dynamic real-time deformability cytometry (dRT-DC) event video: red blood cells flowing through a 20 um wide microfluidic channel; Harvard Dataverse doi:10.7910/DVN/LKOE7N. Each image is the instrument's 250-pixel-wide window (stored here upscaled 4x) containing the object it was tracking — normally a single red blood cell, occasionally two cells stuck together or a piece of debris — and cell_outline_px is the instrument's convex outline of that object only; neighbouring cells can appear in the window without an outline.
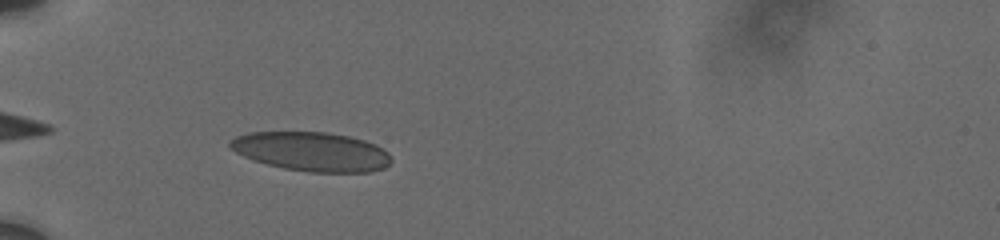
{"species": "human", "species_latin": "Homo sapiens", "temperature_condition": "cold", "stored_images_in_passage": 17, "camera_frame_rate_fps": 3000, "um_per_image_px": 0.085, "donor": {"sex": "male"}, "frame": {"image": 1, "passage_image": 2, "time_ms": 0.667, "image_size_px": [1000, 240], "cell_outline_px": [[392, 160], [384, 168], [372, 172], [308, 172], [284, 168], [252, 160], [228, 148], [228, 140], [236, 136], [248, 132], [328, 132], [348, 136], [364, 140], [376, 144], [388, 152]], "centroid_in_image_um": [26.47, 12.88], "position_along_channel_um": 58.5, "area_um2": 36.99}}
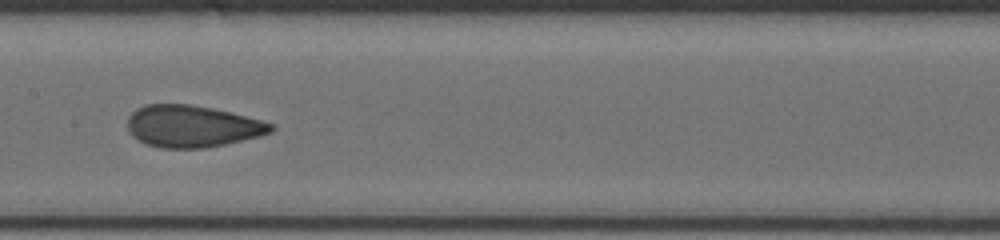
{"frame": {"image": 2, "passage_image": 7, "time_ms": 4.667, "image_size_px": [1000, 240], "cell_outline_px": [[276, 128], [272, 132], [260, 136], [224, 144], [204, 148], [160, 148], [148, 144], [132, 136], [128, 132], [128, 116], [136, 108], [144, 104], [188, 104], [212, 108], [260, 120], [272, 124]], "centroid_in_image_um": [16.31, 10.73], "position_along_channel_um": 191.1, "area_um2": 34.85}}
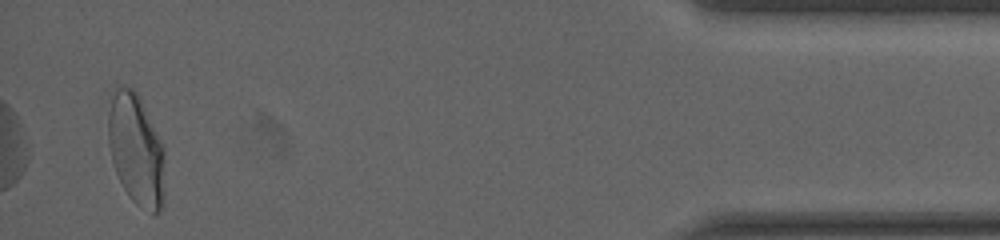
{"frame": {"image": 3, "passage_image": 17, "time_ms": 12.667, "image_size_px": [1000, 240], "cell_outline_px": [[164, 196], [160, 212], [152, 212], [136, 204], [128, 196], [116, 172], [112, 160], [108, 140], [108, 112], [116, 88], [120, 84], [132, 88], [136, 92], [164, 148]], "centroid_in_image_um": [11.57, 12.74], "position_along_channel_um": 423.6, "area_um2": 36.24}, "authors_computed_cell_mechanics": {"area_um2": 34.8534, "velocity_mm_per_s": 3.7038, "shape_relaxation_time_tau1_ms": 9.1724, "shape_relaxation_time_tau2_ms": 0.7515, "deformation_change_tau1": 0.2012, "deformation_change_tau2": 0.0519}}